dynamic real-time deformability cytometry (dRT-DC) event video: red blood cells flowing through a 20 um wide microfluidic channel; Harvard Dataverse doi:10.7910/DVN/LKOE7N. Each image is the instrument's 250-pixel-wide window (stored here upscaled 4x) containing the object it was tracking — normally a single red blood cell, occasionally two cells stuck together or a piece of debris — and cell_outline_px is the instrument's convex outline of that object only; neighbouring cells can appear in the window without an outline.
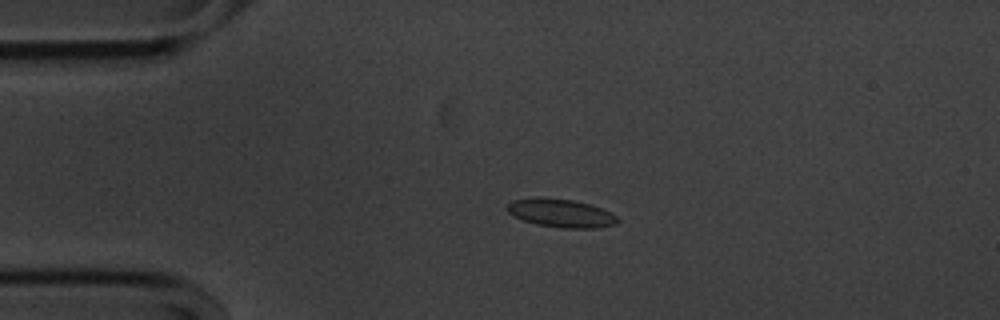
{"species": "common noctule bat (a hibernating species)", "species_latin": "Nyctalus noctula", "temperature_condition": "cold", "stored_images_in_passage": 54, "camera_frame_rate_fps": 3000, "um_per_image_px": 0.085, "animal": {"sex": "male", "body_mass_g": 20.1, "forearm_length_mm": 53.5}, "frame": {"image": 1, "passage_image": 11, "time_ms": 3.333, "image_size_px": [1000, 320], "cell_outline_px": [[620, 220], [616, 224], [596, 228], [560, 228], [536, 224], [524, 220], [508, 212], [504, 208], [504, 204], [512, 200], [572, 200], [588, 204], [600, 208], [616, 216]], "centroid_in_image_um": [47.69, 18.16], "position_along_channel_um": 37.3, "area_um2": 17.46}}
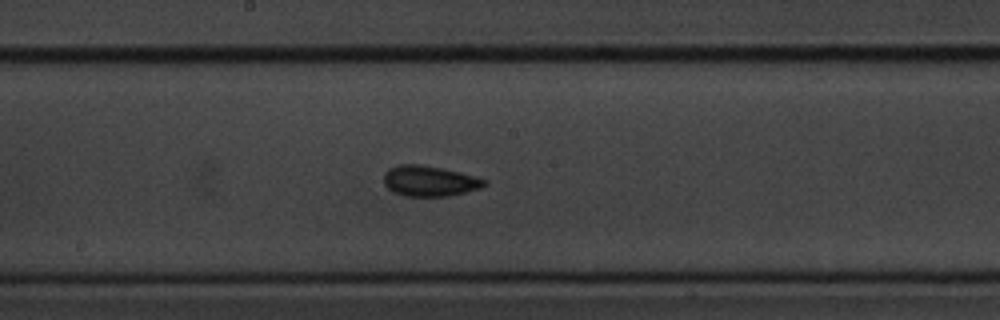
{"frame": {"image": 2, "passage_image": 28, "time_ms": 9.0, "image_size_px": [1000, 320], "cell_outline_px": [[488, 184], [480, 188], [448, 196], [404, 196], [392, 192], [384, 184], [384, 172], [388, 168], [400, 164], [420, 164], [460, 172], [488, 180]], "centroid_in_image_um": [36.49, 15.38], "position_along_channel_um": 211.7, "area_um2": 17.98}}
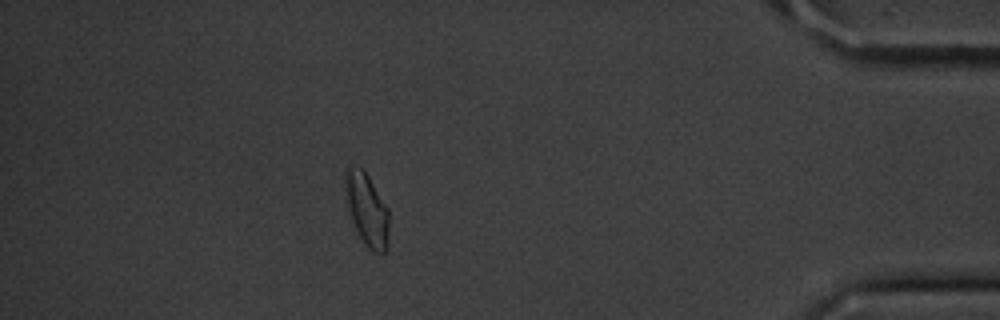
{"frame": {"image": 3, "passage_image": 48, "time_ms": 15.667, "image_size_px": [1000, 320], "cell_outline_px": [[388, 224], [384, 252], [372, 252], [364, 244], [352, 220], [348, 204], [348, 164], [360, 168], [368, 176], [388, 208]], "centroid_in_image_um": [31.22, 17.84], "position_along_channel_um": 404.0, "area_um2": 17.22}, "authors_computed_cell_mechanics": {"area_um2": 17.2822, "velocity_mm_per_s": 3.5789, "shape_relaxation_time_tau1_ms": 2.2, "shape_relaxation_time_tau2_ms": 2.1598, "deformation_change_tau1": 0.0828, "deformation_change_tau2": 0.0667}}